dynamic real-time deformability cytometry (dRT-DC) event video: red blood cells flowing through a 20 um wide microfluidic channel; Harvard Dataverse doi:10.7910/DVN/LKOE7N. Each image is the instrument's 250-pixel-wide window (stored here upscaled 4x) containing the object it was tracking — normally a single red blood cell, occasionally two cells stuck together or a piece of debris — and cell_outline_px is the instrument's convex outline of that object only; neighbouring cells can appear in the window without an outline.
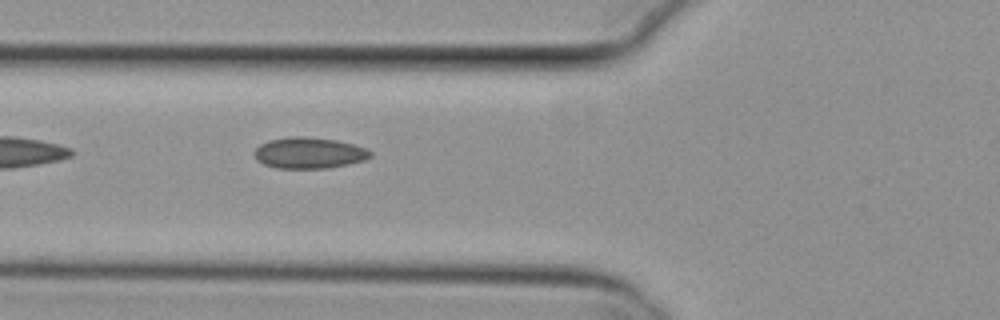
{"species": "common noctule bat (a hibernating species)", "species_latin": "Nyctalus noctula", "temperature_condition": "cold", "stored_images_in_passage": 35, "camera_frame_rate_fps": 3000, "um_per_image_px": 0.085, "animal": {"sex": "female", "body_mass_g": 29.2, "forearm_length_mm": 56.3}, "frame": {"image": 1, "passage_image": 4, "time_ms": 1.0, "image_size_px": [1000, 320], "cell_outline_px": [[372, 156], [364, 160], [348, 164], [328, 168], [276, 168], [264, 164], [256, 160], [252, 152], [260, 144], [268, 140], [292, 136], [304, 136], [336, 140], [368, 148], [372, 152]], "centroid_in_image_um": [26.25, 12.99], "position_along_channel_um": 99.5, "area_um2": 21.21}}
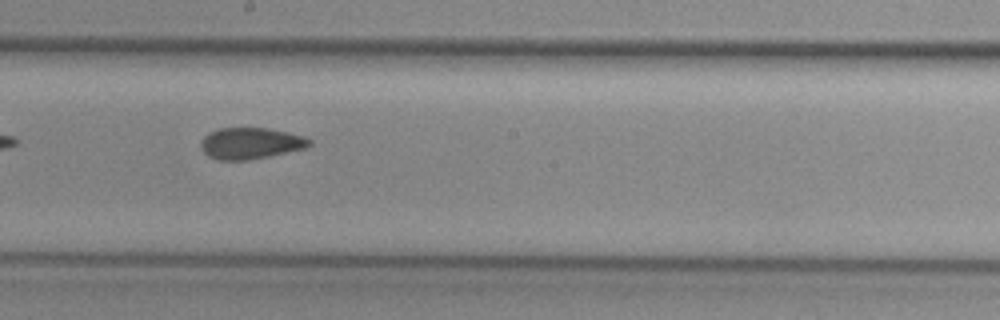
{"frame": {"image": 2, "passage_image": 14, "time_ms": 4.333, "image_size_px": [1000, 320], "cell_outline_px": [[312, 144], [304, 148], [268, 156], [248, 160], [220, 160], [208, 156], [204, 152], [200, 144], [200, 140], [208, 132], [220, 128], [268, 128], [288, 132], [304, 136], [312, 140]], "centroid_in_image_um": [21.28, 12.17], "position_along_channel_um": 226.9, "area_um2": 19.83}}
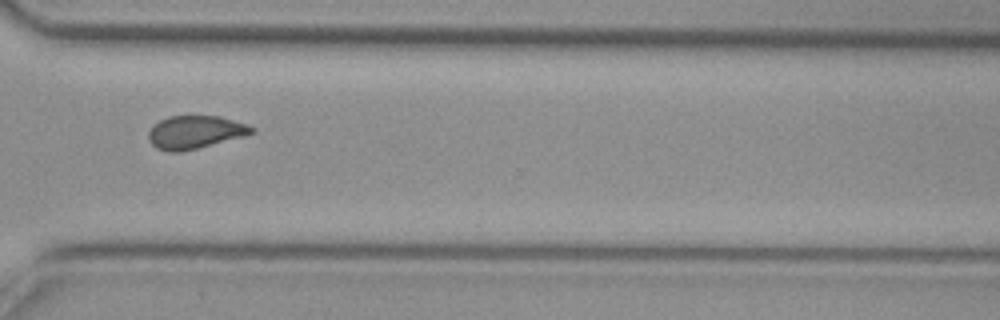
{"frame": {"image": 3, "passage_image": 24, "time_ms": 7.667, "image_size_px": [1000, 320], "cell_outline_px": [[256, 132], [244, 136], [180, 152], [168, 152], [156, 148], [148, 140], [148, 132], [160, 120], [168, 116], [216, 116], [248, 124], [256, 128]], "centroid_in_image_um": [16.59, 11.24], "position_along_channel_um": 354.0, "area_um2": 19.71}}